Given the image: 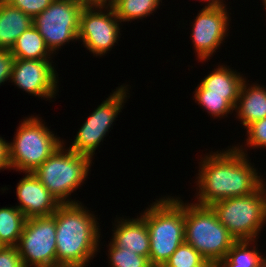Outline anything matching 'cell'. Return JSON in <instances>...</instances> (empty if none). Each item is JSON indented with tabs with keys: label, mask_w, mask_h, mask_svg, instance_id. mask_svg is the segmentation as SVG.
Masks as SVG:
<instances>
[{
	"label": "cell",
	"mask_w": 266,
	"mask_h": 267,
	"mask_svg": "<svg viewBox=\"0 0 266 267\" xmlns=\"http://www.w3.org/2000/svg\"><path fill=\"white\" fill-rule=\"evenodd\" d=\"M244 79L238 95L234 110L237 118L241 120L244 128L266 117V88L253 84L247 88Z\"/></svg>",
	"instance_id": "2e32d148"
},
{
	"label": "cell",
	"mask_w": 266,
	"mask_h": 267,
	"mask_svg": "<svg viewBox=\"0 0 266 267\" xmlns=\"http://www.w3.org/2000/svg\"><path fill=\"white\" fill-rule=\"evenodd\" d=\"M55 72L51 60L15 58L10 81L28 94L51 100L58 92V73Z\"/></svg>",
	"instance_id": "4fadbf2b"
},
{
	"label": "cell",
	"mask_w": 266,
	"mask_h": 267,
	"mask_svg": "<svg viewBox=\"0 0 266 267\" xmlns=\"http://www.w3.org/2000/svg\"><path fill=\"white\" fill-rule=\"evenodd\" d=\"M247 140L248 147L265 148L266 147V117L258 120L247 128Z\"/></svg>",
	"instance_id": "484cf974"
},
{
	"label": "cell",
	"mask_w": 266,
	"mask_h": 267,
	"mask_svg": "<svg viewBox=\"0 0 266 267\" xmlns=\"http://www.w3.org/2000/svg\"><path fill=\"white\" fill-rule=\"evenodd\" d=\"M252 242L256 241H236L227 256L217 264H235V267H266V258L261 256L262 254L259 253L256 246H250L253 244Z\"/></svg>",
	"instance_id": "44dd1931"
},
{
	"label": "cell",
	"mask_w": 266,
	"mask_h": 267,
	"mask_svg": "<svg viewBox=\"0 0 266 267\" xmlns=\"http://www.w3.org/2000/svg\"><path fill=\"white\" fill-rule=\"evenodd\" d=\"M185 242L215 266L227 256L236 239L208 205L184 203Z\"/></svg>",
	"instance_id": "277c9868"
},
{
	"label": "cell",
	"mask_w": 266,
	"mask_h": 267,
	"mask_svg": "<svg viewBox=\"0 0 266 267\" xmlns=\"http://www.w3.org/2000/svg\"><path fill=\"white\" fill-rule=\"evenodd\" d=\"M64 144L34 170L33 174L60 204L77 203L67 197L86 180L92 159L69 148L64 149Z\"/></svg>",
	"instance_id": "5b68a950"
},
{
	"label": "cell",
	"mask_w": 266,
	"mask_h": 267,
	"mask_svg": "<svg viewBox=\"0 0 266 267\" xmlns=\"http://www.w3.org/2000/svg\"><path fill=\"white\" fill-rule=\"evenodd\" d=\"M161 0H113L110 5L121 22L143 19L150 16L160 5Z\"/></svg>",
	"instance_id": "7402d4cb"
},
{
	"label": "cell",
	"mask_w": 266,
	"mask_h": 267,
	"mask_svg": "<svg viewBox=\"0 0 266 267\" xmlns=\"http://www.w3.org/2000/svg\"><path fill=\"white\" fill-rule=\"evenodd\" d=\"M165 267L213 266L186 242L182 243L165 263Z\"/></svg>",
	"instance_id": "d4e9b609"
},
{
	"label": "cell",
	"mask_w": 266,
	"mask_h": 267,
	"mask_svg": "<svg viewBox=\"0 0 266 267\" xmlns=\"http://www.w3.org/2000/svg\"><path fill=\"white\" fill-rule=\"evenodd\" d=\"M10 52L15 58L25 60H51L52 55L44 38L33 25L17 38Z\"/></svg>",
	"instance_id": "d6986e66"
},
{
	"label": "cell",
	"mask_w": 266,
	"mask_h": 267,
	"mask_svg": "<svg viewBox=\"0 0 266 267\" xmlns=\"http://www.w3.org/2000/svg\"><path fill=\"white\" fill-rule=\"evenodd\" d=\"M243 146L207 154L199 166L197 204L210 206L223 199L253 193L264 181Z\"/></svg>",
	"instance_id": "6da1fadb"
},
{
	"label": "cell",
	"mask_w": 266,
	"mask_h": 267,
	"mask_svg": "<svg viewBox=\"0 0 266 267\" xmlns=\"http://www.w3.org/2000/svg\"><path fill=\"white\" fill-rule=\"evenodd\" d=\"M0 267H24L17 246L0 248Z\"/></svg>",
	"instance_id": "83f0119b"
},
{
	"label": "cell",
	"mask_w": 266,
	"mask_h": 267,
	"mask_svg": "<svg viewBox=\"0 0 266 267\" xmlns=\"http://www.w3.org/2000/svg\"><path fill=\"white\" fill-rule=\"evenodd\" d=\"M119 21L110 4H85L80 13L78 39L93 55H104L118 41Z\"/></svg>",
	"instance_id": "30bf717a"
},
{
	"label": "cell",
	"mask_w": 266,
	"mask_h": 267,
	"mask_svg": "<svg viewBox=\"0 0 266 267\" xmlns=\"http://www.w3.org/2000/svg\"><path fill=\"white\" fill-rule=\"evenodd\" d=\"M179 199L164 196L140 215L148 227L149 261L152 266H164L185 242L184 202Z\"/></svg>",
	"instance_id": "3957f363"
},
{
	"label": "cell",
	"mask_w": 266,
	"mask_h": 267,
	"mask_svg": "<svg viewBox=\"0 0 266 267\" xmlns=\"http://www.w3.org/2000/svg\"><path fill=\"white\" fill-rule=\"evenodd\" d=\"M127 86L117 87L116 91L88 116L69 147L71 151L84 154L92 159L100 142L103 141L118 113L121 112L123 103L126 102L125 99L129 94L126 92L128 91Z\"/></svg>",
	"instance_id": "8fae6325"
},
{
	"label": "cell",
	"mask_w": 266,
	"mask_h": 267,
	"mask_svg": "<svg viewBox=\"0 0 266 267\" xmlns=\"http://www.w3.org/2000/svg\"><path fill=\"white\" fill-rule=\"evenodd\" d=\"M266 183L253 193L212 203L219 222L236 239L256 241L266 222Z\"/></svg>",
	"instance_id": "8992f818"
},
{
	"label": "cell",
	"mask_w": 266,
	"mask_h": 267,
	"mask_svg": "<svg viewBox=\"0 0 266 267\" xmlns=\"http://www.w3.org/2000/svg\"><path fill=\"white\" fill-rule=\"evenodd\" d=\"M193 267H214V266H193Z\"/></svg>",
	"instance_id": "e575fe53"
},
{
	"label": "cell",
	"mask_w": 266,
	"mask_h": 267,
	"mask_svg": "<svg viewBox=\"0 0 266 267\" xmlns=\"http://www.w3.org/2000/svg\"><path fill=\"white\" fill-rule=\"evenodd\" d=\"M17 184L16 194L19 200L16 206L26 218L51 216L60 203L44 187L33 172H26Z\"/></svg>",
	"instance_id": "5bb4252c"
},
{
	"label": "cell",
	"mask_w": 266,
	"mask_h": 267,
	"mask_svg": "<svg viewBox=\"0 0 266 267\" xmlns=\"http://www.w3.org/2000/svg\"><path fill=\"white\" fill-rule=\"evenodd\" d=\"M203 1H207L208 3L204 6V8H220L225 6V4L223 3V0H203Z\"/></svg>",
	"instance_id": "4dcf8cb0"
},
{
	"label": "cell",
	"mask_w": 266,
	"mask_h": 267,
	"mask_svg": "<svg viewBox=\"0 0 266 267\" xmlns=\"http://www.w3.org/2000/svg\"><path fill=\"white\" fill-rule=\"evenodd\" d=\"M32 25V18L22 10L0 3V49L11 50L17 38Z\"/></svg>",
	"instance_id": "e0dca14e"
},
{
	"label": "cell",
	"mask_w": 266,
	"mask_h": 267,
	"mask_svg": "<svg viewBox=\"0 0 266 267\" xmlns=\"http://www.w3.org/2000/svg\"><path fill=\"white\" fill-rule=\"evenodd\" d=\"M54 0H10L9 4L32 19L42 13Z\"/></svg>",
	"instance_id": "4316f807"
},
{
	"label": "cell",
	"mask_w": 266,
	"mask_h": 267,
	"mask_svg": "<svg viewBox=\"0 0 266 267\" xmlns=\"http://www.w3.org/2000/svg\"><path fill=\"white\" fill-rule=\"evenodd\" d=\"M10 169L8 160V142L0 136V170Z\"/></svg>",
	"instance_id": "f546056e"
},
{
	"label": "cell",
	"mask_w": 266,
	"mask_h": 267,
	"mask_svg": "<svg viewBox=\"0 0 266 267\" xmlns=\"http://www.w3.org/2000/svg\"><path fill=\"white\" fill-rule=\"evenodd\" d=\"M214 267H235V264H216Z\"/></svg>",
	"instance_id": "d6a6232c"
},
{
	"label": "cell",
	"mask_w": 266,
	"mask_h": 267,
	"mask_svg": "<svg viewBox=\"0 0 266 267\" xmlns=\"http://www.w3.org/2000/svg\"><path fill=\"white\" fill-rule=\"evenodd\" d=\"M225 7L202 8L196 16L191 37L199 61L210 58L227 36L230 18Z\"/></svg>",
	"instance_id": "7c38bea8"
},
{
	"label": "cell",
	"mask_w": 266,
	"mask_h": 267,
	"mask_svg": "<svg viewBox=\"0 0 266 267\" xmlns=\"http://www.w3.org/2000/svg\"><path fill=\"white\" fill-rule=\"evenodd\" d=\"M85 4H106V0H80Z\"/></svg>",
	"instance_id": "1f68e13d"
},
{
	"label": "cell",
	"mask_w": 266,
	"mask_h": 267,
	"mask_svg": "<svg viewBox=\"0 0 266 267\" xmlns=\"http://www.w3.org/2000/svg\"><path fill=\"white\" fill-rule=\"evenodd\" d=\"M26 219L16 206L0 208V244L2 246L18 245Z\"/></svg>",
	"instance_id": "ffe728a7"
},
{
	"label": "cell",
	"mask_w": 266,
	"mask_h": 267,
	"mask_svg": "<svg viewBox=\"0 0 266 267\" xmlns=\"http://www.w3.org/2000/svg\"><path fill=\"white\" fill-rule=\"evenodd\" d=\"M113 0H106V4L108 2V4H110Z\"/></svg>",
	"instance_id": "d590c367"
},
{
	"label": "cell",
	"mask_w": 266,
	"mask_h": 267,
	"mask_svg": "<svg viewBox=\"0 0 266 267\" xmlns=\"http://www.w3.org/2000/svg\"><path fill=\"white\" fill-rule=\"evenodd\" d=\"M263 5H264V7H265V9H266V0H263Z\"/></svg>",
	"instance_id": "8d00e7d4"
},
{
	"label": "cell",
	"mask_w": 266,
	"mask_h": 267,
	"mask_svg": "<svg viewBox=\"0 0 266 267\" xmlns=\"http://www.w3.org/2000/svg\"><path fill=\"white\" fill-rule=\"evenodd\" d=\"M84 6L80 0H54L32 19L52 54L66 42L78 40L79 18Z\"/></svg>",
	"instance_id": "ba28073f"
},
{
	"label": "cell",
	"mask_w": 266,
	"mask_h": 267,
	"mask_svg": "<svg viewBox=\"0 0 266 267\" xmlns=\"http://www.w3.org/2000/svg\"><path fill=\"white\" fill-rule=\"evenodd\" d=\"M16 131L8 143L9 168L23 173L36 170L64 143L38 116L25 118Z\"/></svg>",
	"instance_id": "52a82bcc"
},
{
	"label": "cell",
	"mask_w": 266,
	"mask_h": 267,
	"mask_svg": "<svg viewBox=\"0 0 266 267\" xmlns=\"http://www.w3.org/2000/svg\"><path fill=\"white\" fill-rule=\"evenodd\" d=\"M108 247L111 267H152L148 257L138 255L133 250L118 248L112 242Z\"/></svg>",
	"instance_id": "cb8c5ba5"
},
{
	"label": "cell",
	"mask_w": 266,
	"mask_h": 267,
	"mask_svg": "<svg viewBox=\"0 0 266 267\" xmlns=\"http://www.w3.org/2000/svg\"><path fill=\"white\" fill-rule=\"evenodd\" d=\"M114 227L112 243L118 248L129 249L134 253L148 257L150 238L146 222L141 218L120 219Z\"/></svg>",
	"instance_id": "9a60e30c"
},
{
	"label": "cell",
	"mask_w": 266,
	"mask_h": 267,
	"mask_svg": "<svg viewBox=\"0 0 266 267\" xmlns=\"http://www.w3.org/2000/svg\"><path fill=\"white\" fill-rule=\"evenodd\" d=\"M10 0H0V3H9Z\"/></svg>",
	"instance_id": "836d02e7"
},
{
	"label": "cell",
	"mask_w": 266,
	"mask_h": 267,
	"mask_svg": "<svg viewBox=\"0 0 266 267\" xmlns=\"http://www.w3.org/2000/svg\"><path fill=\"white\" fill-rule=\"evenodd\" d=\"M17 248L24 267H56L55 218H27Z\"/></svg>",
	"instance_id": "9c48e42d"
},
{
	"label": "cell",
	"mask_w": 266,
	"mask_h": 267,
	"mask_svg": "<svg viewBox=\"0 0 266 267\" xmlns=\"http://www.w3.org/2000/svg\"><path fill=\"white\" fill-rule=\"evenodd\" d=\"M15 57L7 49H0V85L11 79Z\"/></svg>",
	"instance_id": "f1b7e54d"
},
{
	"label": "cell",
	"mask_w": 266,
	"mask_h": 267,
	"mask_svg": "<svg viewBox=\"0 0 266 267\" xmlns=\"http://www.w3.org/2000/svg\"><path fill=\"white\" fill-rule=\"evenodd\" d=\"M195 102L204 107V110L214 117H225L233 113L238 101V95H216L207 94V89H196L194 94Z\"/></svg>",
	"instance_id": "603a6c76"
},
{
	"label": "cell",
	"mask_w": 266,
	"mask_h": 267,
	"mask_svg": "<svg viewBox=\"0 0 266 267\" xmlns=\"http://www.w3.org/2000/svg\"><path fill=\"white\" fill-rule=\"evenodd\" d=\"M244 79L236 70L234 72L229 67L220 65L203 78L197 89H207V94L239 95Z\"/></svg>",
	"instance_id": "ac0fdd59"
},
{
	"label": "cell",
	"mask_w": 266,
	"mask_h": 267,
	"mask_svg": "<svg viewBox=\"0 0 266 267\" xmlns=\"http://www.w3.org/2000/svg\"><path fill=\"white\" fill-rule=\"evenodd\" d=\"M52 216L56 223V267H86L99 250L101 234L94 214L77 202L60 204Z\"/></svg>",
	"instance_id": "7a4b0ae2"
}]
</instances>
